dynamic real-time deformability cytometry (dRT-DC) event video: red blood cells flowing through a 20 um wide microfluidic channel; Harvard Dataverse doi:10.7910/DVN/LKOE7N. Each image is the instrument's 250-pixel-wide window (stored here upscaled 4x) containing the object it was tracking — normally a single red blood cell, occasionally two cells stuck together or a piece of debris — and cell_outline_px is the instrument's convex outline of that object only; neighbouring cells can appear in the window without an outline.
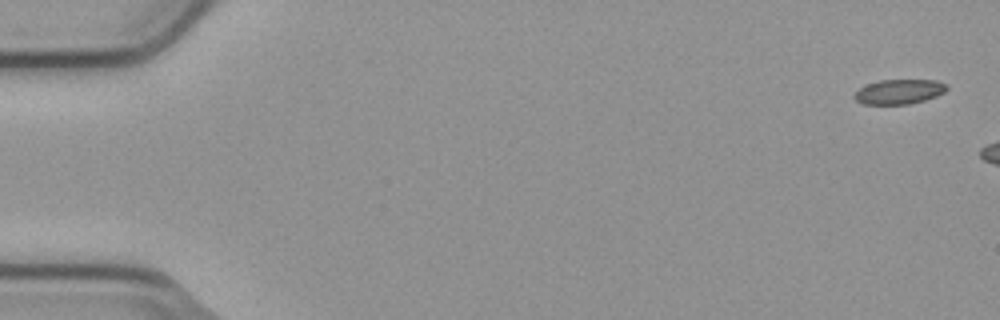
{"species": "common noctule bat (a hibernating species)", "species_latin": "Nyctalus noctula", "temperature_condition": "cold", "stored_images_in_passage": 3, "camera_frame_rate_fps": 3000, "um_per_image_px": 0.085, "animal": {"sex": "male", "body_mass_g": 23.1, "forearm_length_mm": 52.7}, "frame": {"image": 1, "passage_image": 1, "time_ms": 0.0, "image_size_px": [1000, 320], "cell_outline_px": [[948, 88], [944, 92], [936, 96], [924, 100], [908, 104], [864, 104], [856, 100], [852, 96], [860, 88], [868, 84], [880, 80], [936, 80], [948, 84]], "centroid_in_image_um": [76.44, 7.79], "position_along_channel_um": 8.6, "area_um2": 13.24}}